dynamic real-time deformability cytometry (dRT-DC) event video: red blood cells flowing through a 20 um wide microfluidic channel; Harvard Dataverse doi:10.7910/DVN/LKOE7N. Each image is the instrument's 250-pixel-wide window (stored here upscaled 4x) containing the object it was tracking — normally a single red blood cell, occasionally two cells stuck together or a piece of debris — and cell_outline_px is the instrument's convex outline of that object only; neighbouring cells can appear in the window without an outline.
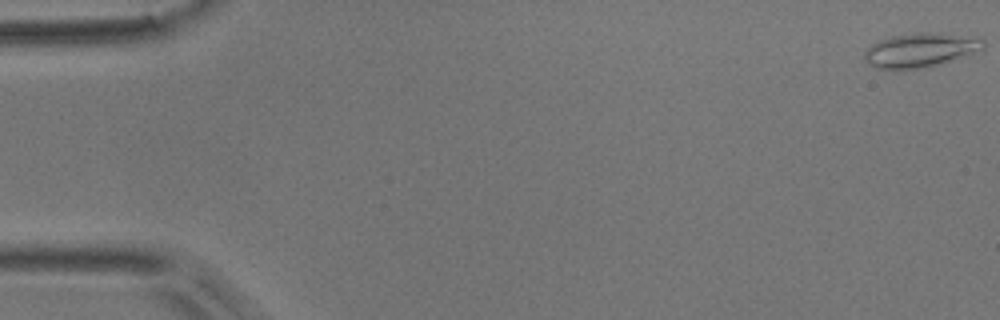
{"species": "common noctule bat (a hibernating species)", "species_latin": "Nyctalus noctula", "temperature_condition": "room temperature", "stored_images_in_passage": 5, "camera_frame_rate_fps": 3000, "um_per_image_px": 0.085, "animal": {"sex": "male", "body_mass_g": 17.9}, "frame": {"image": 1, "passage_image": 1, "time_ms": 0.0, "image_size_px": [1000, 320], "cell_outline_px": [[984, 48], [964, 56], [940, 64], [920, 68], [896, 72], [876, 68], [868, 64], [864, 60], [864, 52], [872, 44], [880, 40], [892, 36], [912, 32], [928, 32], [984, 36]], "centroid_in_image_um": [78.23, 4.26], "position_along_channel_um": 6.8, "area_um2": 24.45}}